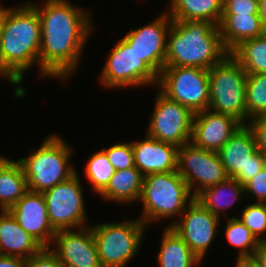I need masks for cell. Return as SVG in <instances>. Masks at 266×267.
I'll use <instances>...</instances> for the list:
<instances>
[{
	"instance_id": "cell-1",
	"label": "cell",
	"mask_w": 266,
	"mask_h": 267,
	"mask_svg": "<svg viewBox=\"0 0 266 267\" xmlns=\"http://www.w3.org/2000/svg\"><path fill=\"white\" fill-rule=\"evenodd\" d=\"M41 21L39 66L43 76L67 78L76 70L84 43L92 33L90 14L67 0L29 3Z\"/></svg>"
},
{
	"instance_id": "cell-2",
	"label": "cell",
	"mask_w": 266,
	"mask_h": 267,
	"mask_svg": "<svg viewBox=\"0 0 266 267\" xmlns=\"http://www.w3.org/2000/svg\"><path fill=\"white\" fill-rule=\"evenodd\" d=\"M41 45V21L37 11L26 2L18 8H3L0 38V76L18 85L17 98L25 95L20 86L23 73L34 63H39ZM20 86V87H19Z\"/></svg>"
},
{
	"instance_id": "cell-3",
	"label": "cell",
	"mask_w": 266,
	"mask_h": 267,
	"mask_svg": "<svg viewBox=\"0 0 266 267\" xmlns=\"http://www.w3.org/2000/svg\"><path fill=\"white\" fill-rule=\"evenodd\" d=\"M167 36L165 66L208 70L229 54L219 27L209 21L172 20Z\"/></svg>"
},
{
	"instance_id": "cell-4",
	"label": "cell",
	"mask_w": 266,
	"mask_h": 267,
	"mask_svg": "<svg viewBox=\"0 0 266 267\" xmlns=\"http://www.w3.org/2000/svg\"><path fill=\"white\" fill-rule=\"evenodd\" d=\"M62 139L58 135H50L34 153L18 161L24 170L29 191L43 193L76 173L68 163L73 151Z\"/></svg>"
},
{
	"instance_id": "cell-5",
	"label": "cell",
	"mask_w": 266,
	"mask_h": 267,
	"mask_svg": "<svg viewBox=\"0 0 266 267\" xmlns=\"http://www.w3.org/2000/svg\"><path fill=\"white\" fill-rule=\"evenodd\" d=\"M193 198L186 181L177 170L145 175L140 198L144 207L140 220L147 225L161 218L180 217L188 206L186 203Z\"/></svg>"
},
{
	"instance_id": "cell-6",
	"label": "cell",
	"mask_w": 266,
	"mask_h": 267,
	"mask_svg": "<svg viewBox=\"0 0 266 267\" xmlns=\"http://www.w3.org/2000/svg\"><path fill=\"white\" fill-rule=\"evenodd\" d=\"M209 106L213 112L238 119L243 125L246 119V79L247 73L228 54L221 62L208 69Z\"/></svg>"
},
{
	"instance_id": "cell-7",
	"label": "cell",
	"mask_w": 266,
	"mask_h": 267,
	"mask_svg": "<svg viewBox=\"0 0 266 267\" xmlns=\"http://www.w3.org/2000/svg\"><path fill=\"white\" fill-rule=\"evenodd\" d=\"M145 224L140 220L91 227L102 267H125L140 250Z\"/></svg>"
},
{
	"instance_id": "cell-8",
	"label": "cell",
	"mask_w": 266,
	"mask_h": 267,
	"mask_svg": "<svg viewBox=\"0 0 266 267\" xmlns=\"http://www.w3.org/2000/svg\"><path fill=\"white\" fill-rule=\"evenodd\" d=\"M160 92L194 113L209 106L208 70L200 67L165 66L158 76Z\"/></svg>"
},
{
	"instance_id": "cell-9",
	"label": "cell",
	"mask_w": 266,
	"mask_h": 267,
	"mask_svg": "<svg viewBox=\"0 0 266 267\" xmlns=\"http://www.w3.org/2000/svg\"><path fill=\"white\" fill-rule=\"evenodd\" d=\"M177 171L194 197L229 178L218 152L196 147L192 142L178 147Z\"/></svg>"
},
{
	"instance_id": "cell-10",
	"label": "cell",
	"mask_w": 266,
	"mask_h": 267,
	"mask_svg": "<svg viewBox=\"0 0 266 267\" xmlns=\"http://www.w3.org/2000/svg\"><path fill=\"white\" fill-rule=\"evenodd\" d=\"M100 78L107 88L158 83V75L123 38L112 49Z\"/></svg>"
},
{
	"instance_id": "cell-11",
	"label": "cell",
	"mask_w": 266,
	"mask_h": 267,
	"mask_svg": "<svg viewBox=\"0 0 266 267\" xmlns=\"http://www.w3.org/2000/svg\"><path fill=\"white\" fill-rule=\"evenodd\" d=\"M157 95L146 134L177 147L191 142L195 113L161 92Z\"/></svg>"
},
{
	"instance_id": "cell-12",
	"label": "cell",
	"mask_w": 266,
	"mask_h": 267,
	"mask_svg": "<svg viewBox=\"0 0 266 267\" xmlns=\"http://www.w3.org/2000/svg\"><path fill=\"white\" fill-rule=\"evenodd\" d=\"M78 176L76 172L71 178L43 192L49 221L56 231L86 226L83 191Z\"/></svg>"
},
{
	"instance_id": "cell-13",
	"label": "cell",
	"mask_w": 266,
	"mask_h": 267,
	"mask_svg": "<svg viewBox=\"0 0 266 267\" xmlns=\"http://www.w3.org/2000/svg\"><path fill=\"white\" fill-rule=\"evenodd\" d=\"M181 219L170 224L171 227L202 261L215 234L218 233L219 219L207 210L198 200L188 203Z\"/></svg>"
},
{
	"instance_id": "cell-14",
	"label": "cell",
	"mask_w": 266,
	"mask_h": 267,
	"mask_svg": "<svg viewBox=\"0 0 266 267\" xmlns=\"http://www.w3.org/2000/svg\"><path fill=\"white\" fill-rule=\"evenodd\" d=\"M171 24L172 19L164 13L143 27L131 29L123 37L158 76L165 67L166 37Z\"/></svg>"
},
{
	"instance_id": "cell-15",
	"label": "cell",
	"mask_w": 266,
	"mask_h": 267,
	"mask_svg": "<svg viewBox=\"0 0 266 267\" xmlns=\"http://www.w3.org/2000/svg\"><path fill=\"white\" fill-rule=\"evenodd\" d=\"M53 242L57 248L51 251L64 267H102L91 227L58 230Z\"/></svg>"
},
{
	"instance_id": "cell-16",
	"label": "cell",
	"mask_w": 266,
	"mask_h": 267,
	"mask_svg": "<svg viewBox=\"0 0 266 267\" xmlns=\"http://www.w3.org/2000/svg\"><path fill=\"white\" fill-rule=\"evenodd\" d=\"M8 211L44 248H51L50 243L57 231L49 221L43 193L28 191Z\"/></svg>"
},
{
	"instance_id": "cell-17",
	"label": "cell",
	"mask_w": 266,
	"mask_h": 267,
	"mask_svg": "<svg viewBox=\"0 0 266 267\" xmlns=\"http://www.w3.org/2000/svg\"><path fill=\"white\" fill-rule=\"evenodd\" d=\"M242 125L232 116L202 110L194 115L191 142L196 147L218 152Z\"/></svg>"
},
{
	"instance_id": "cell-18",
	"label": "cell",
	"mask_w": 266,
	"mask_h": 267,
	"mask_svg": "<svg viewBox=\"0 0 266 267\" xmlns=\"http://www.w3.org/2000/svg\"><path fill=\"white\" fill-rule=\"evenodd\" d=\"M131 143L134 151V165L144 176L177 170L178 147L176 145L158 141L148 135L144 140Z\"/></svg>"
},
{
	"instance_id": "cell-19",
	"label": "cell",
	"mask_w": 266,
	"mask_h": 267,
	"mask_svg": "<svg viewBox=\"0 0 266 267\" xmlns=\"http://www.w3.org/2000/svg\"><path fill=\"white\" fill-rule=\"evenodd\" d=\"M256 150L252 131L245 124L219 149L218 155L228 176L244 186L247 161Z\"/></svg>"
},
{
	"instance_id": "cell-20",
	"label": "cell",
	"mask_w": 266,
	"mask_h": 267,
	"mask_svg": "<svg viewBox=\"0 0 266 267\" xmlns=\"http://www.w3.org/2000/svg\"><path fill=\"white\" fill-rule=\"evenodd\" d=\"M44 247L26 232L8 210L0 213V255L27 259Z\"/></svg>"
},
{
	"instance_id": "cell-21",
	"label": "cell",
	"mask_w": 266,
	"mask_h": 267,
	"mask_svg": "<svg viewBox=\"0 0 266 267\" xmlns=\"http://www.w3.org/2000/svg\"><path fill=\"white\" fill-rule=\"evenodd\" d=\"M218 27L222 43L229 53L241 42L266 32L258 14H222Z\"/></svg>"
},
{
	"instance_id": "cell-22",
	"label": "cell",
	"mask_w": 266,
	"mask_h": 267,
	"mask_svg": "<svg viewBox=\"0 0 266 267\" xmlns=\"http://www.w3.org/2000/svg\"><path fill=\"white\" fill-rule=\"evenodd\" d=\"M144 175L136 168L115 171L107 187L100 193L99 197L126 203L140 200L143 188Z\"/></svg>"
},
{
	"instance_id": "cell-23",
	"label": "cell",
	"mask_w": 266,
	"mask_h": 267,
	"mask_svg": "<svg viewBox=\"0 0 266 267\" xmlns=\"http://www.w3.org/2000/svg\"><path fill=\"white\" fill-rule=\"evenodd\" d=\"M169 16L174 21H209L219 25L223 0H170Z\"/></svg>"
},
{
	"instance_id": "cell-24",
	"label": "cell",
	"mask_w": 266,
	"mask_h": 267,
	"mask_svg": "<svg viewBox=\"0 0 266 267\" xmlns=\"http://www.w3.org/2000/svg\"><path fill=\"white\" fill-rule=\"evenodd\" d=\"M162 236L158 254L160 267H193L201 262L171 227H166Z\"/></svg>"
},
{
	"instance_id": "cell-25",
	"label": "cell",
	"mask_w": 266,
	"mask_h": 267,
	"mask_svg": "<svg viewBox=\"0 0 266 267\" xmlns=\"http://www.w3.org/2000/svg\"><path fill=\"white\" fill-rule=\"evenodd\" d=\"M244 194V186L236 179L229 177L227 180L217 185L203 189L194 198L219 218L221 211L225 212V208H228L235 200L243 197L241 195ZM229 196L230 199L227 198Z\"/></svg>"
},
{
	"instance_id": "cell-26",
	"label": "cell",
	"mask_w": 266,
	"mask_h": 267,
	"mask_svg": "<svg viewBox=\"0 0 266 267\" xmlns=\"http://www.w3.org/2000/svg\"><path fill=\"white\" fill-rule=\"evenodd\" d=\"M28 191L22 165L12 161L0 174V211L9 210Z\"/></svg>"
},
{
	"instance_id": "cell-27",
	"label": "cell",
	"mask_w": 266,
	"mask_h": 267,
	"mask_svg": "<svg viewBox=\"0 0 266 267\" xmlns=\"http://www.w3.org/2000/svg\"><path fill=\"white\" fill-rule=\"evenodd\" d=\"M229 54L247 74L266 73V32L241 42Z\"/></svg>"
},
{
	"instance_id": "cell-28",
	"label": "cell",
	"mask_w": 266,
	"mask_h": 267,
	"mask_svg": "<svg viewBox=\"0 0 266 267\" xmlns=\"http://www.w3.org/2000/svg\"><path fill=\"white\" fill-rule=\"evenodd\" d=\"M245 98L248 120L266 115V73L247 74Z\"/></svg>"
},
{
	"instance_id": "cell-29",
	"label": "cell",
	"mask_w": 266,
	"mask_h": 267,
	"mask_svg": "<svg viewBox=\"0 0 266 267\" xmlns=\"http://www.w3.org/2000/svg\"><path fill=\"white\" fill-rule=\"evenodd\" d=\"M225 235L232 246L239 248L240 251L237 258L253 257L260 240L257 239L238 217L229 218Z\"/></svg>"
},
{
	"instance_id": "cell-30",
	"label": "cell",
	"mask_w": 266,
	"mask_h": 267,
	"mask_svg": "<svg viewBox=\"0 0 266 267\" xmlns=\"http://www.w3.org/2000/svg\"><path fill=\"white\" fill-rule=\"evenodd\" d=\"M115 171L103 150L93 154L87 161L85 168L86 177L93 187L92 190L98 194L107 187Z\"/></svg>"
},
{
	"instance_id": "cell-31",
	"label": "cell",
	"mask_w": 266,
	"mask_h": 267,
	"mask_svg": "<svg viewBox=\"0 0 266 267\" xmlns=\"http://www.w3.org/2000/svg\"><path fill=\"white\" fill-rule=\"evenodd\" d=\"M239 218L244 225L257 237L258 240L266 239L259 237L266 231V204L251 203L244 208Z\"/></svg>"
},
{
	"instance_id": "cell-32",
	"label": "cell",
	"mask_w": 266,
	"mask_h": 267,
	"mask_svg": "<svg viewBox=\"0 0 266 267\" xmlns=\"http://www.w3.org/2000/svg\"><path fill=\"white\" fill-rule=\"evenodd\" d=\"M102 150L106 153L110 164L116 171L135 167L134 151L131 142L117 143Z\"/></svg>"
},
{
	"instance_id": "cell-33",
	"label": "cell",
	"mask_w": 266,
	"mask_h": 267,
	"mask_svg": "<svg viewBox=\"0 0 266 267\" xmlns=\"http://www.w3.org/2000/svg\"><path fill=\"white\" fill-rule=\"evenodd\" d=\"M258 0H223L222 14H258Z\"/></svg>"
},
{
	"instance_id": "cell-34",
	"label": "cell",
	"mask_w": 266,
	"mask_h": 267,
	"mask_svg": "<svg viewBox=\"0 0 266 267\" xmlns=\"http://www.w3.org/2000/svg\"><path fill=\"white\" fill-rule=\"evenodd\" d=\"M25 267H64L50 248H43L39 253L25 259Z\"/></svg>"
},
{
	"instance_id": "cell-35",
	"label": "cell",
	"mask_w": 266,
	"mask_h": 267,
	"mask_svg": "<svg viewBox=\"0 0 266 267\" xmlns=\"http://www.w3.org/2000/svg\"><path fill=\"white\" fill-rule=\"evenodd\" d=\"M247 124L255 139L256 149L266 156V115L250 119Z\"/></svg>"
},
{
	"instance_id": "cell-36",
	"label": "cell",
	"mask_w": 266,
	"mask_h": 267,
	"mask_svg": "<svg viewBox=\"0 0 266 267\" xmlns=\"http://www.w3.org/2000/svg\"><path fill=\"white\" fill-rule=\"evenodd\" d=\"M245 194H252L257 198V202L266 201V166L255 177L244 185Z\"/></svg>"
},
{
	"instance_id": "cell-37",
	"label": "cell",
	"mask_w": 266,
	"mask_h": 267,
	"mask_svg": "<svg viewBox=\"0 0 266 267\" xmlns=\"http://www.w3.org/2000/svg\"><path fill=\"white\" fill-rule=\"evenodd\" d=\"M266 166V156L256 150L248 159L246 165V183L255 177Z\"/></svg>"
},
{
	"instance_id": "cell-38",
	"label": "cell",
	"mask_w": 266,
	"mask_h": 267,
	"mask_svg": "<svg viewBox=\"0 0 266 267\" xmlns=\"http://www.w3.org/2000/svg\"><path fill=\"white\" fill-rule=\"evenodd\" d=\"M259 267H266V239L260 240L252 257Z\"/></svg>"
},
{
	"instance_id": "cell-39",
	"label": "cell",
	"mask_w": 266,
	"mask_h": 267,
	"mask_svg": "<svg viewBox=\"0 0 266 267\" xmlns=\"http://www.w3.org/2000/svg\"><path fill=\"white\" fill-rule=\"evenodd\" d=\"M0 267H25V259L16 256L0 255Z\"/></svg>"
},
{
	"instance_id": "cell-40",
	"label": "cell",
	"mask_w": 266,
	"mask_h": 267,
	"mask_svg": "<svg viewBox=\"0 0 266 267\" xmlns=\"http://www.w3.org/2000/svg\"><path fill=\"white\" fill-rule=\"evenodd\" d=\"M258 15L260 16L262 25L266 30V0H258Z\"/></svg>"
},
{
	"instance_id": "cell-41",
	"label": "cell",
	"mask_w": 266,
	"mask_h": 267,
	"mask_svg": "<svg viewBox=\"0 0 266 267\" xmlns=\"http://www.w3.org/2000/svg\"><path fill=\"white\" fill-rule=\"evenodd\" d=\"M236 267H259L257 262L251 258H238Z\"/></svg>"
},
{
	"instance_id": "cell-42",
	"label": "cell",
	"mask_w": 266,
	"mask_h": 267,
	"mask_svg": "<svg viewBox=\"0 0 266 267\" xmlns=\"http://www.w3.org/2000/svg\"><path fill=\"white\" fill-rule=\"evenodd\" d=\"M12 161L13 160L5 158L2 155L0 156V174Z\"/></svg>"
},
{
	"instance_id": "cell-43",
	"label": "cell",
	"mask_w": 266,
	"mask_h": 267,
	"mask_svg": "<svg viewBox=\"0 0 266 267\" xmlns=\"http://www.w3.org/2000/svg\"><path fill=\"white\" fill-rule=\"evenodd\" d=\"M2 22H3V7L0 6V38H1Z\"/></svg>"
}]
</instances>
